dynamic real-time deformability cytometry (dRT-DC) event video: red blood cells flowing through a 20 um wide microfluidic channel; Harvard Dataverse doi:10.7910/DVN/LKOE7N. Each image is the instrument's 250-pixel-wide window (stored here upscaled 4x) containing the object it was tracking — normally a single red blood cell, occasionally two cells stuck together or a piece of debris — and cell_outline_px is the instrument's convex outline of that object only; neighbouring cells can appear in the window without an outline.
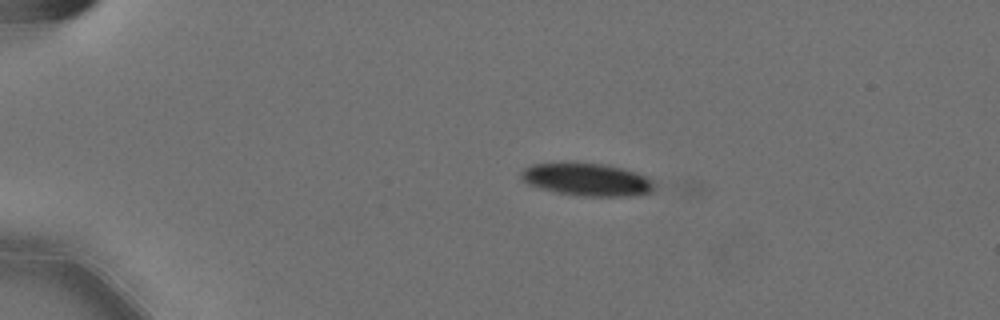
{"species": "Egyptian fruit bat (a non-hibernating species)", "species_latin": "Rousettus aegyptiacus", "temperature_condition": "cold", "stored_images_in_passage": 2, "camera_frame_rate_fps": 3000, "um_per_image_px": 0.085, "animal": {"sex": "female"}, "frame": {"image": 1, "passage_image": 1, "time_ms": 0.0, "image_size_px": [1000, 320], "cell_outline_px": [[656, 188], [652, 192], [628, 196], [584, 196], [556, 192], [540, 188], [528, 184], [520, 180], [520, 172], [524, 168], [532, 164], [576, 160], [604, 164], [624, 168], [636, 172], [652, 180], [656, 184]], "centroid_in_image_um": [49.86, 15.22], "position_along_channel_um": 35.1, "area_um2": 26.18}}